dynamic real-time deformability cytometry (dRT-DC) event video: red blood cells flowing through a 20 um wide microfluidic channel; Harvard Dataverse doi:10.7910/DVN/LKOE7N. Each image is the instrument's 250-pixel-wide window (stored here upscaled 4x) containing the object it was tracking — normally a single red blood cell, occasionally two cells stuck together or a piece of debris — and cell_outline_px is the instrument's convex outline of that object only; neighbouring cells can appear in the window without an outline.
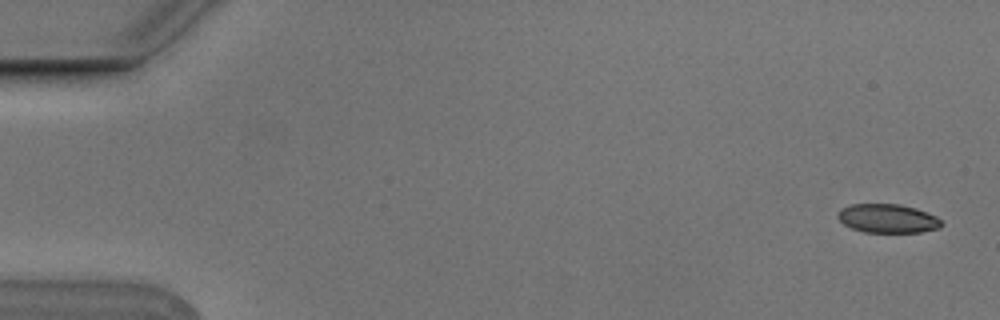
{"species": "Egyptian fruit bat (a non-hibernating species)", "species_latin": "Rousettus aegyptiacus", "temperature_condition": "cold", "stored_images_in_passage": 5, "camera_frame_rate_fps": 3000, "um_per_image_px": 0.085, "animal": {"sex": "male"}, "frame": {"image": 1, "passage_image": 1, "time_ms": 0.0, "image_size_px": [1000, 320], "cell_outline_px": [[944, 224], [940, 228], [920, 232], [864, 232], [852, 228], [844, 224], [836, 216], [840, 208], [852, 204], [900, 204], [916, 208], [936, 216]], "centroid_in_image_um": [75.45, 18.56], "position_along_channel_um": 9.5, "area_um2": 17.46}}